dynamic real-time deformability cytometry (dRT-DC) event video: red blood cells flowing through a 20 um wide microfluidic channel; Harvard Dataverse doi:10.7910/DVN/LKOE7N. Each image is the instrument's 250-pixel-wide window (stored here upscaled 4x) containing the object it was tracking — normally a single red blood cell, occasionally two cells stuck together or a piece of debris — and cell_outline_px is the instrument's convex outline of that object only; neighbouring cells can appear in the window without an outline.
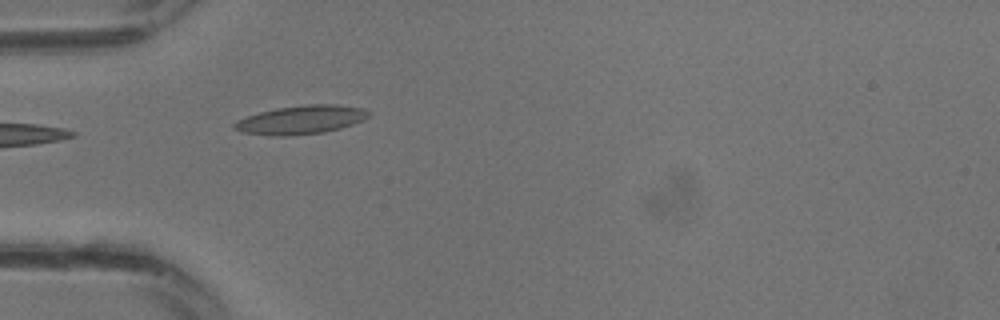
{"species": "common noctule bat (a hibernating species)", "species_latin": "Nyctalus noctula", "temperature_condition": "warm", "stored_images_in_passage": 3, "camera_frame_rate_fps": 3000, "um_per_image_px": 0.085, "animal": {"sex": "male", "body_mass_g": 13.3}, "frame": {"image": 1, "passage_image": 1, "time_ms": 0.0, "image_size_px": [1000, 320], "cell_outline_px": [[372, 112], [364, 120], [340, 128], [324, 132], [288, 136], [272, 136], [240, 132], [232, 128], [232, 124], [236, 120], [260, 112], [276, 108], [304, 104], [336, 104], [364, 108]], "centroid_in_image_um": [25.57, 10.18], "position_along_channel_um": 59.4, "area_um2": 22.66}}
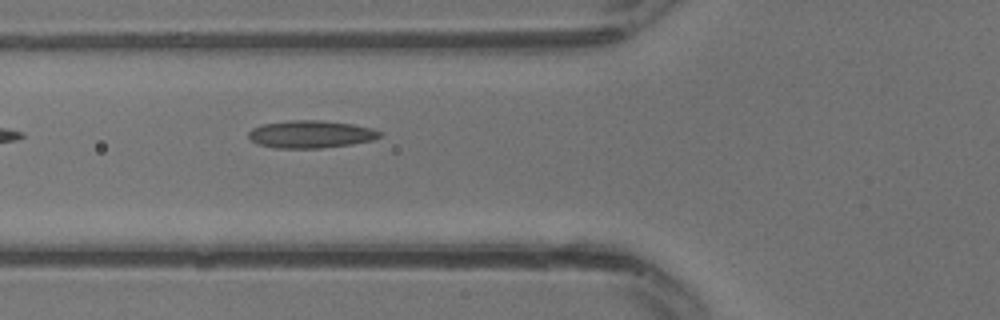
{"frame": {"image": 2, "passage_image": 3, "time_ms": 0.667, "image_size_px": [1000, 320], "cell_outline_px": [[384, 132], [380, 136], [372, 140], [352, 144], [320, 148], [272, 148], [260, 144], [252, 140], [248, 136], [248, 132], [252, 128], [260, 124], [288, 120], [320, 120], [352, 124], [372, 128]], "centroid_in_image_um": [26.41, 11.4], "position_along_channel_um": 99.4, "area_um2": 21.15}}